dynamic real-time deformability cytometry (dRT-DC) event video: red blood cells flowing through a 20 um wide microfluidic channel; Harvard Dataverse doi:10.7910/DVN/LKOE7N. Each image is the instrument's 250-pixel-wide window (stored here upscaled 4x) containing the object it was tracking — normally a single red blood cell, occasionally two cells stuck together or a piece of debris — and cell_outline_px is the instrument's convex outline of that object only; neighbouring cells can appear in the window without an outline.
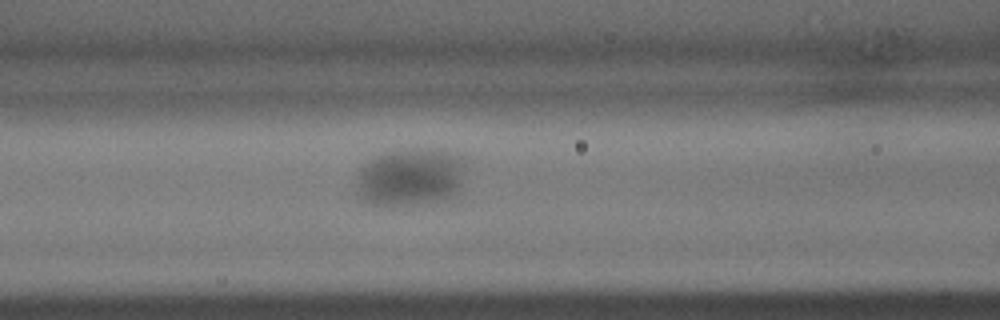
{"species": "common noctule bat (a hibernating species)", "species_latin": "Nyctalus noctula", "temperature_condition": "warm", "stored_images_in_passage": 25, "camera_frame_rate_fps": 3000, "um_per_image_px": 0.085, "animal": {"sex": "male", "body_mass_g": 15.6}, "frame": {"image": 1, "passage_image": 5, "time_ms": 1.333, "image_size_px": [1000, 320], "cell_outline_px": [[464, 168], [460, 184], [456, 192], [444, 200], [408, 204], [372, 204], [364, 200], [356, 192], [356, 184], [360, 168], [376, 156], [388, 152], [412, 148], [444, 148], [464, 156]], "centroid_in_image_um": [34.92, 15.0], "position_along_channel_um": 131.7, "area_um2": 36.76}}
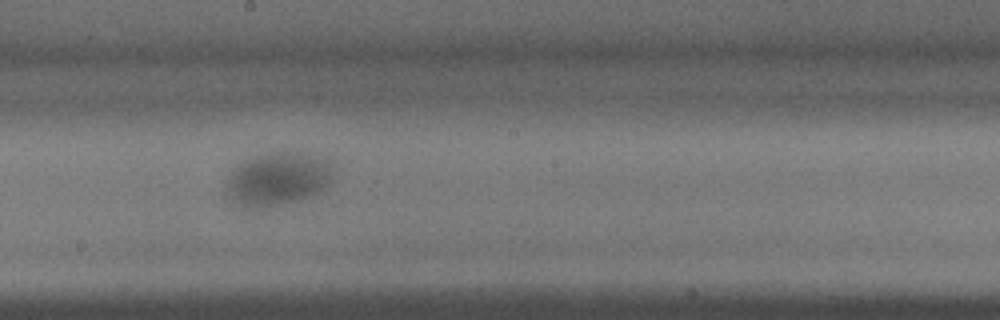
{"frame": {"image": 2, "passage_image": 10, "time_ms": 3.0, "image_size_px": [1000, 320], "cell_outline_px": [[336, 172], [332, 180], [320, 192], [312, 196], [300, 200], [260, 208], [244, 208], [232, 200], [224, 192], [236, 168], [240, 164], [252, 156], [268, 152], [308, 152], [320, 156], [328, 160]], "centroid_in_image_um": [23.7, 15.2], "position_along_channel_um": 224.5, "area_um2": 33.52}}
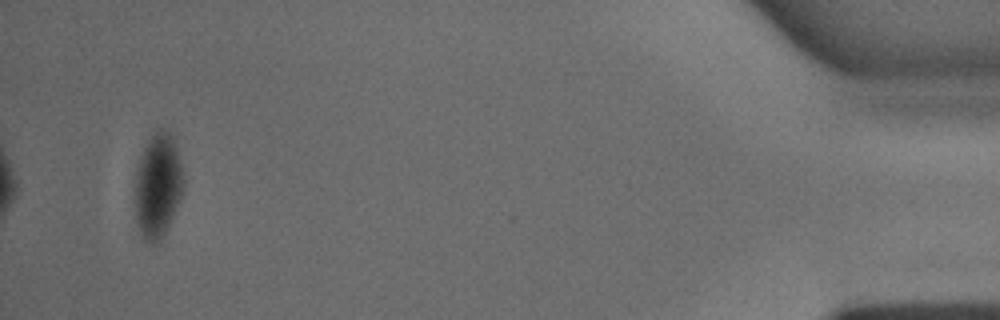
{"frame": {"image": 3, "passage_image": 25, "time_ms": 8.0, "image_size_px": [1000, 320], "cell_outline_px": [[184, 188], [180, 200], [160, 244], [152, 244], [144, 240], [140, 236], [136, 220], [136, 172], [144, 148], [148, 140], [160, 128], [164, 128], [172, 136], [184, 172]], "centroid_in_image_um": [13.44, 15.85], "position_along_channel_um": 421.8, "area_um2": 29.54}}